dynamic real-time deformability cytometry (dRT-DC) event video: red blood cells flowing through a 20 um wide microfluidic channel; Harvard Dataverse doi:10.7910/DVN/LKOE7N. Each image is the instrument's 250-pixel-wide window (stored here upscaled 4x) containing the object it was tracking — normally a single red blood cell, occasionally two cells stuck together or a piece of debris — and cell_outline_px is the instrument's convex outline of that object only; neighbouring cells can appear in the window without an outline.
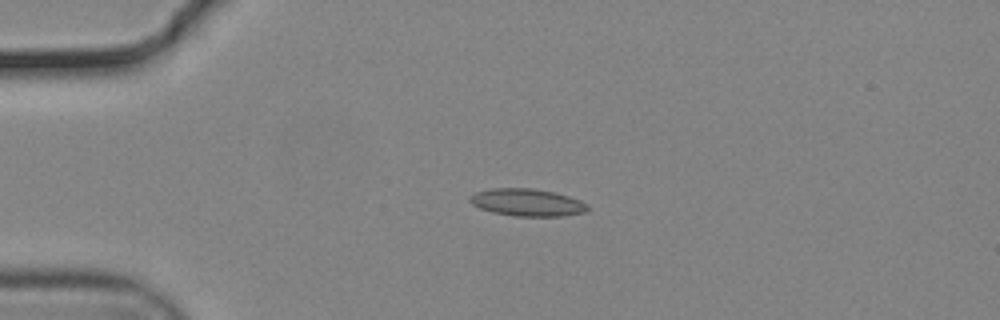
{"species": "common noctule bat (a hibernating species)", "species_latin": "Nyctalus noctula", "temperature_condition": "cold", "stored_images_in_passage": 6, "camera_frame_rate_fps": 3000, "um_per_image_px": 0.085, "animal": {"sex": "male", "body_mass_g": 19.2, "forearm_length_mm": 51.8}, "frame": {"image": 1, "passage_image": 2, "time_ms": 0.333, "image_size_px": [1000, 320], "cell_outline_px": [[588, 212], [564, 216], [516, 216], [492, 212], [480, 208], [472, 204], [468, 200], [468, 196], [476, 192], [492, 188], [532, 188], [556, 192], [580, 200], [588, 204]], "centroid_in_image_um": [44.82, 17.2], "position_along_channel_um": 40.2, "area_um2": 18.96}}